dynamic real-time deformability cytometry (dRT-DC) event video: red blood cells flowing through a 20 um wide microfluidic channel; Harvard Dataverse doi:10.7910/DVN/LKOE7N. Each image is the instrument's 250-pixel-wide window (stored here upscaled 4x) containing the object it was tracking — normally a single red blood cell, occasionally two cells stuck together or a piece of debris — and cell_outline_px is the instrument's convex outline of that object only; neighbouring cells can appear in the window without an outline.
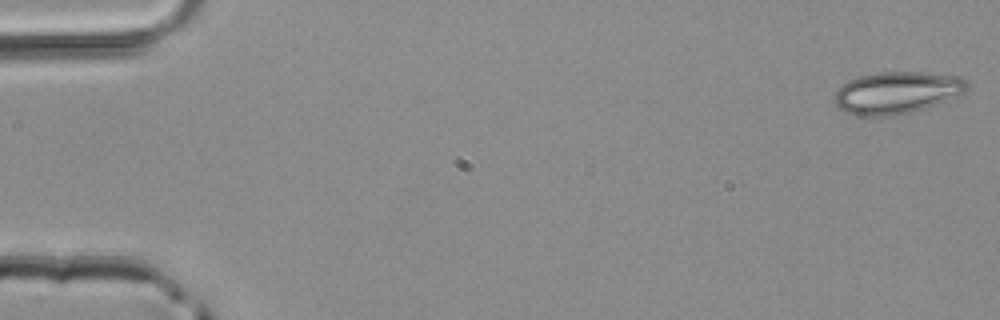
{"species": "common noctule bat (a hibernating species)", "species_latin": "Nyctalus noctula", "temperature_condition": "room temperature", "stored_images_in_passage": 42, "camera_frame_rate_fps": 3000, "um_per_image_px": 0.085, "animal": {"sex": "male", "body_mass_g": 20.4}, "frame": {"image": 1, "passage_image": 1, "time_ms": 0.0, "image_size_px": [1000, 320], "cell_outline_px": [[968, 88], [964, 92], [924, 108], [908, 112], [884, 116], [860, 116], [836, 108], [832, 100], [840, 84], [848, 80], [860, 76], [880, 72], [920, 72], [960, 76], [968, 84]], "centroid_in_image_um": [76.15, 7.86], "position_along_channel_um": 8.9, "area_um2": 32.19}}
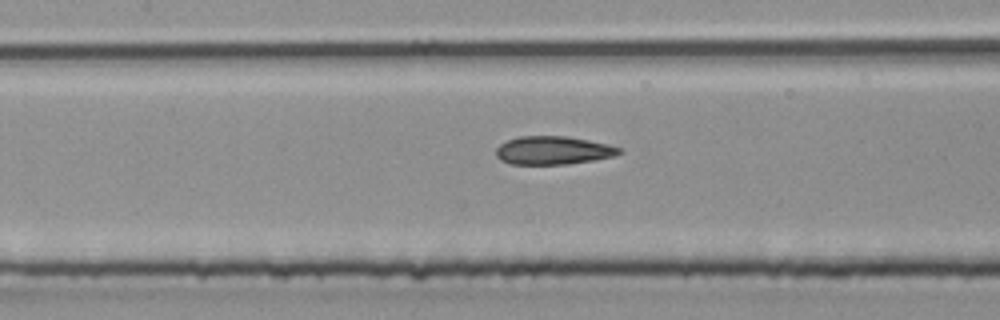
{"frame": {"image": 2, "passage_image": 22, "time_ms": 7.0, "image_size_px": [1000, 320], "cell_outline_px": [[624, 152], [616, 156], [568, 164], [508, 164], [500, 160], [496, 156], [496, 148], [500, 144], [508, 140], [520, 136], [568, 136], [608, 144], [620, 148]], "centroid_in_image_um": [47.02, 12.78], "position_along_channel_um": 160.4, "area_um2": 20.4}}
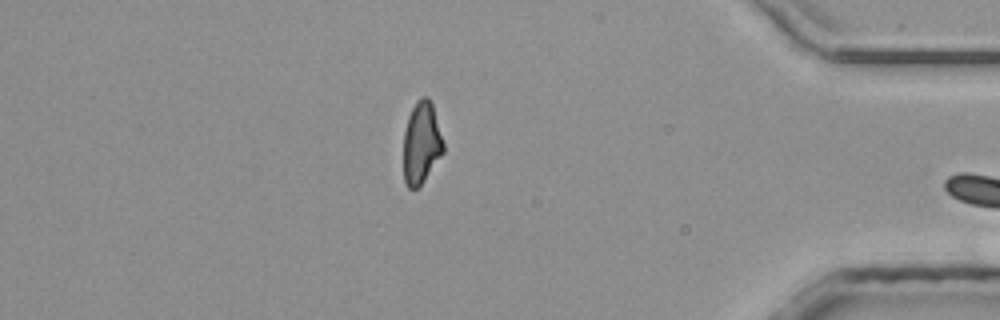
{"frame": {"image": 3, "passage_image": 41, "time_ms": 13.333, "image_size_px": [1000, 320], "cell_outline_px": [[444, 152], [420, 188], [408, 188], [404, 180], [404, 132], [408, 116], [416, 100], [420, 96], [428, 96], [432, 104], [444, 144]], "centroid_in_image_um": [35.82, 12.16], "position_along_channel_um": 399.4, "area_um2": 19.25}}